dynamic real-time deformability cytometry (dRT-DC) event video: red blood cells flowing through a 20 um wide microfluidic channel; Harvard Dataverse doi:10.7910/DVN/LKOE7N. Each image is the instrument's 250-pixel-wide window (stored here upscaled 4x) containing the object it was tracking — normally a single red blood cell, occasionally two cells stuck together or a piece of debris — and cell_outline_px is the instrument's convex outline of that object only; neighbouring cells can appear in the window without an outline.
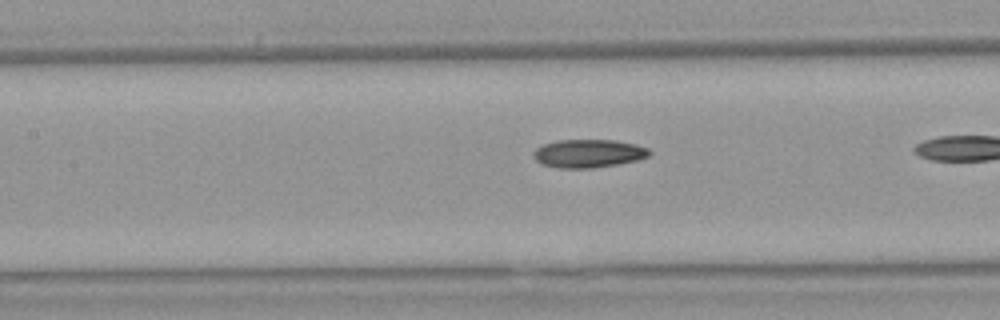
{"species": "Egyptian fruit bat (a non-hibernating species)", "species_latin": "Rousettus aegyptiacus", "temperature_condition": "warm", "stored_images_in_passage": 23, "segment_of_instrument_passage": [2, 2], "camera_frame_rate_fps": 3000, "um_per_image_px": 0.085, "animal": {"sex": "female"}, "frame": {"image": 1, "passage_image": 21, "time_ms": 6.667, "image_size_px": [1000, 320], "cell_outline_px": [[652, 152], [648, 156], [640, 160], [592, 168], [560, 168], [540, 164], [532, 156], [532, 152], [536, 148], [544, 144], [556, 140], [616, 140], [636, 144], [648, 148]], "centroid_in_image_um": [50.01, 13.04], "position_along_channel_um": 157.4, "area_um2": 19.25}}